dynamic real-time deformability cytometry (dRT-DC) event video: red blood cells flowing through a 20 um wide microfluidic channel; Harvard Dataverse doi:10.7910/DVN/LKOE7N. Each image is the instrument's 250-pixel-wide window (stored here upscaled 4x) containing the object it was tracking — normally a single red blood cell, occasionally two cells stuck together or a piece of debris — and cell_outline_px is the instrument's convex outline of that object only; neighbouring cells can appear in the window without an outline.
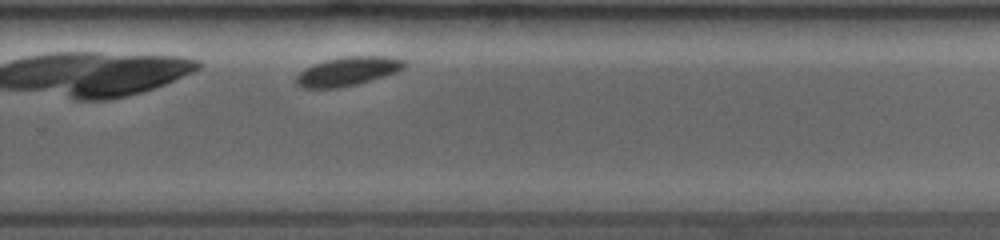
{"species": "common noctule bat (a hibernating species)", "species_latin": "Nyctalus noctula", "temperature_condition": "room temperature", "stored_images_in_passage": 38, "camera_frame_rate_fps": 4000, "um_per_image_px": 0.085, "animal": {"sex": "female", "body_mass_g": 19.0, "forearm_length_mm": 53.3}, "frame": {"image": 1, "passage_image": 27, "time_ms": 6.5, "image_size_px": [1000, 240], "cell_outline_px": [[408, 64], [404, 68], [396, 72], [356, 84], [336, 88], [304, 88], [296, 84], [296, 76], [300, 72], [316, 64], [328, 60], [344, 56], [384, 56], [404, 60]], "centroid_in_image_um": [29.58, 6.06], "position_along_channel_um": 300.2, "area_um2": 17.8}}
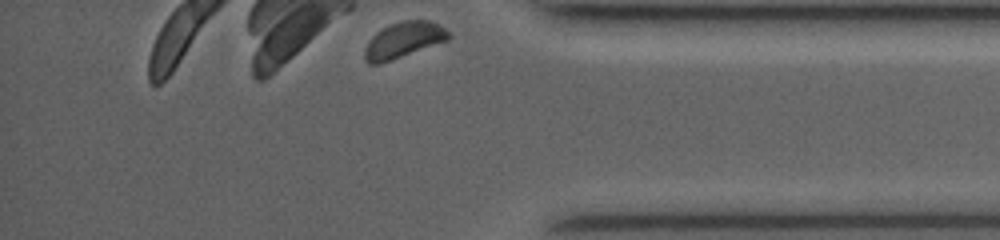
{"frame": {"image": 2, "passage_image": 38, "time_ms": 9.25, "image_size_px": [1000, 240], "cell_outline_px": [[452, 36], [448, 40], [380, 64], [368, 64], [364, 60], [364, 48], [368, 40], [376, 32], [400, 20], [428, 20], [444, 28]], "centroid_in_image_um": [34.26, 3.41], "position_along_channel_um": 400.9, "area_um2": 17.46}}